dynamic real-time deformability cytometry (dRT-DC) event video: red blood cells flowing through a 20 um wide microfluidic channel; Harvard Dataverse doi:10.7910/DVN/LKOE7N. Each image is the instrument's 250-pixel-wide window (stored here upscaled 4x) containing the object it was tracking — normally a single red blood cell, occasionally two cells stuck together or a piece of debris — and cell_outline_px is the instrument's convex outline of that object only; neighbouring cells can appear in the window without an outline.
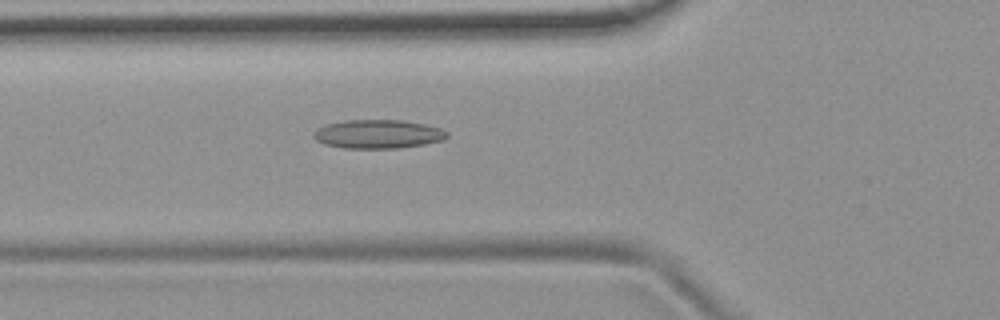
{"species": "common noctule bat (a hibernating species)", "species_latin": "Nyctalus noctula", "temperature_condition": "room temperature", "stored_images_in_passage": 34, "camera_frame_rate_fps": 3000, "um_per_image_px": 0.085, "animal": {"sex": "female", "body_mass_g": 19.9}, "frame": {"image": 1, "passage_image": 3, "time_ms": 0.667, "image_size_px": [1000, 320], "cell_outline_px": [[448, 136], [444, 140], [424, 144], [400, 148], [344, 148], [324, 144], [316, 140], [312, 136], [320, 128], [328, 124], [344, 120], [400, 120], [424, 124], [444, 128], [448, 132]], "centroid_in_image_um": [32.19, 11.4], "position_along_channel_um": 93.6, "area_um2": 22.31}}
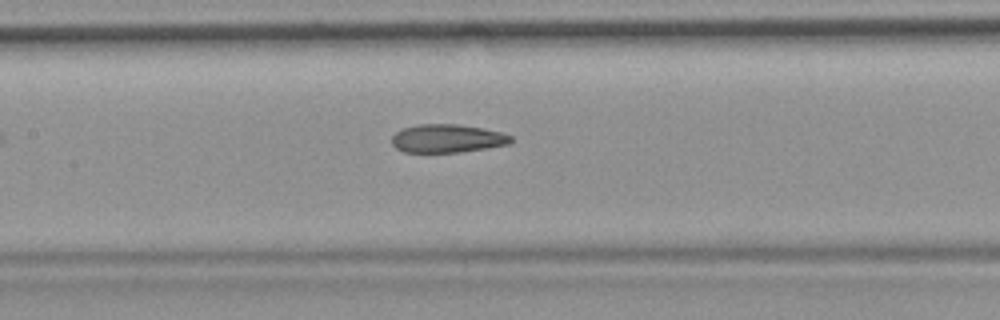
{"frame": {"image": 2, "passage_image": 9, "time_ms": 2.667, "image_size_px": [1000, 320], "cell_outline_px": [[512, 140], [508, 144], [460, 152], [404, 152], [396, 148], [392, 144], [392, 136], [396, 132], [404, 128], [416, 124], [456, 124], [484, 128], [500, 132], [512, 136]], "centroid_in_image_um": [37.99, 11.76], "position_along_channel_um": 169.4, "area_um2": 19.54}}
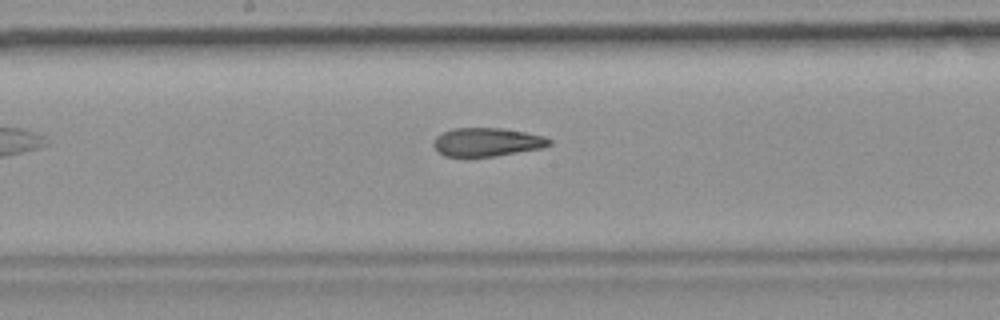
{"frame": {"image": 3, "passage_image": 12, "time_ms": 3.667, "image_size_px": [1000, 320], "cell_outline_px": [[552, 144], [540, 148], [492, 156], [444, 156], [436, 152], [432, 144], [436, 136], [452, 128], [504, 128], [544, 136], [552, 140]], "centroid_in_image_um": [41.35, 12.07], "position_along_channel_um": 206.8, "area_um2": 19.13}, "authors_computed_cell_mechanics": {"area_um2": 19.8832, "velocity_mm_per_s": 3.756, "shape_relaxation_time_tau1_ms": null, "shape_relaxation_time_tau2_ms": 3.1165, "deformation_change_tau1": null, "deformation_change_tau2": 0.1114}}